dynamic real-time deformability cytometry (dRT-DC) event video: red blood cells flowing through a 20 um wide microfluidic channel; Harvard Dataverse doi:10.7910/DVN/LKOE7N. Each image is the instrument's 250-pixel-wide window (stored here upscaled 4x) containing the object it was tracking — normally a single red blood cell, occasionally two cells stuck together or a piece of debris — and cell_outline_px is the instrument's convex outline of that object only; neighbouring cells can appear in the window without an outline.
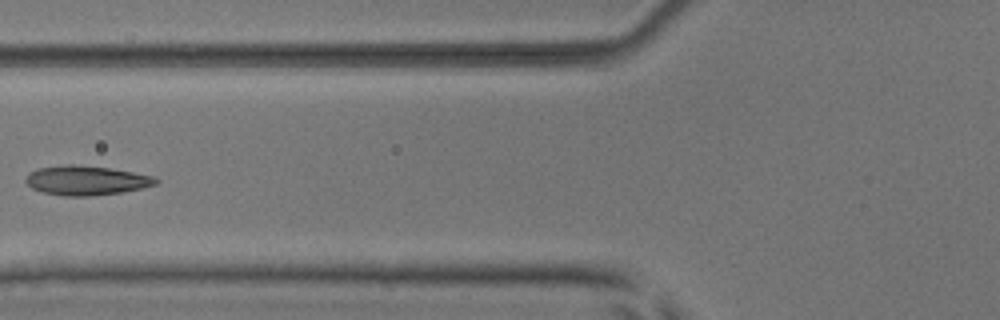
{"species": "common noctule bat (a hibernating species)", "species_latin": "Nyctalus noctula", "temperature_condition": "room temperature", "stored_images_in_passage": 8, "camera_frame_rate_fps": 3000, "um_per_image_px": 0.085, "animal": {"sex": "male", "body_mass_g": 17.9, "forearm_length_mm": 54.2}, "frame": {"image": 1, "passage_image": 7, "time_ms": 2.0, "image_size_px": [1000, 320], "cell_outline_px": [[160, 180], [156, 184], [124, 192], [88, 196], [64, 196], [44, 192], [32, 188], [24, 180], [36, 168], [68, 164], [76, 164], [108, 168], [132, 172], [152, 176]], "centroid_in_image_um": [7.33, 15.33], "position_along_channel_um": 118.5, "area_um2": 22.08}}
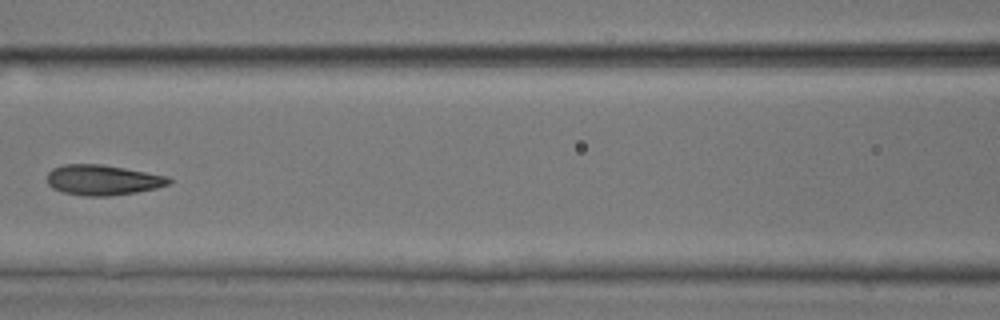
{"frame": {"image": 2, "passage_image": 8, "time_ms": 2.333, "image_size_px": [1000, 320], "cell_outline_px": [[172, 180], [168, 184], [156, 188], [136, 192], [112, 196], [84, 196], [64, 192], [52, 188], [48, 184], [48, 172], [52, 168], [64, 164], [100, 164], [124, 168], [168, 176]], "centroid_in_image_um": [8.72, 15.3], "position_along_channel_um": 157.9, "area_um2": 21.44}}